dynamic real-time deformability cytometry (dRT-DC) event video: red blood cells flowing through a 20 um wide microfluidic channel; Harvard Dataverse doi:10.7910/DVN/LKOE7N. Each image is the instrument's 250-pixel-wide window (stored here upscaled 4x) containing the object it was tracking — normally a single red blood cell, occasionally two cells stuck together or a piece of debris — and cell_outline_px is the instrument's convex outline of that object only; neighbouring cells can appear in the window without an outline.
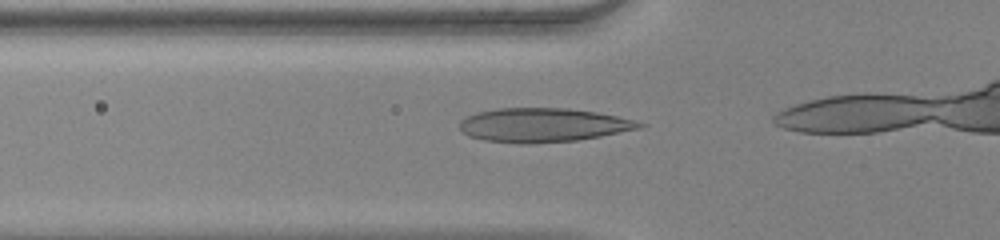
{"species": "human", "species_latin": "Homo sapiens", "temperature_condition": "warm", "stored_images_in_passage": 18, "camera_frame_rate_fps": 3000, "um_per_image_px": 0.085, "donor": {"sex": "female"}, "frame": {"image": 1, "passage_image": 13, "time_ms": 4.0, "image_size_px": [1000, 240], "cell_outline_px": [[648, 124], [640, 128], [600, 136], [576, 140], [532, 144], [520, 144], [484, 140], [468, 136], [460, 128], [460, 120], [476, 112], [500, 108], [568, 108], [596, 112], [616, 116]], "centroid_in_image_um": [46.13, 10.63], "position_along_channel_um": 79.7, "area_um2": 35.49}}
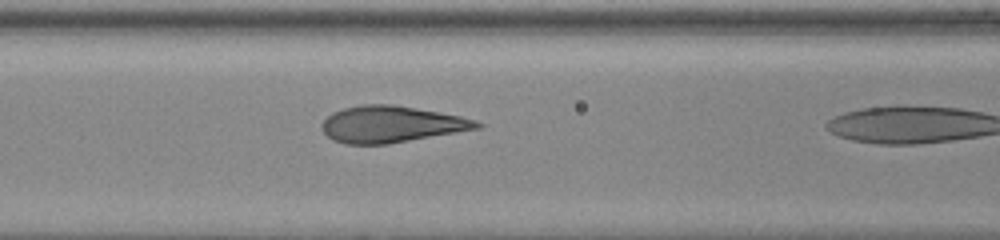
{"frame": {"image": 2, "passage_image": 17, "time_ms": 5.333, "image_size_px": [1000, 240], "cell_outline_px": [[484, 124], [480, 128], [388, 144], [348, 144], [332, 140], [324, 132], [320, 124], [332, 112], [344, 108], [360, 104], [392, 104], [460, 116]], "centroid_in_image_um": [33.21, 10.56], "position_along_channel_um": 133.4, "area_um2": 32.71}}